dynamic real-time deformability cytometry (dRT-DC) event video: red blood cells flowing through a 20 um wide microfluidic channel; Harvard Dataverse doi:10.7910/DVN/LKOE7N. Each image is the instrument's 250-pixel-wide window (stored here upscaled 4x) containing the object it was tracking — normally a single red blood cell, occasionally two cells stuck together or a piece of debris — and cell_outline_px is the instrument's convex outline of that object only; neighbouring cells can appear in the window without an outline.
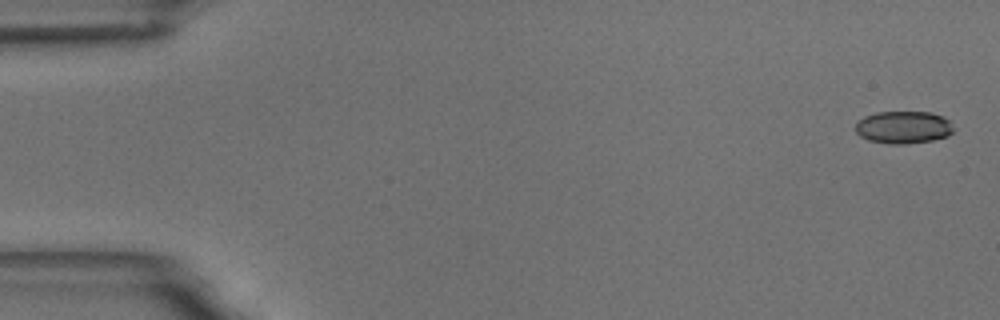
{"species": "common noctule bat (a hibernating species)", "species_latin": "Nyctalus noctula", "temperature_condition": "room temperature", "stored_images_in_passage": 17, "camera_frame_rate_fps": 3000, "um_per_image_px": 0.085, "animal": {"sex": "male", "body_mass_g": 18.8}, "frame": {"image": 1, "passage_image": 1, "time_ms": 0.0, "image_size_px": [1000, 320], "cell_outline_px": [[952, 132], [948, 136], [932, 140], [904, 144], [888, 144], [868, 140], [860, 136], [856, 132], [856, 124], [864, 116], [876, 112], [932, 112], [944, 116], [948, 120], [952, 128]], "centroid_in_image_um": [76.78, 10.82], "position_along_channel_um": 8.2, "area_um2": 18.55}}
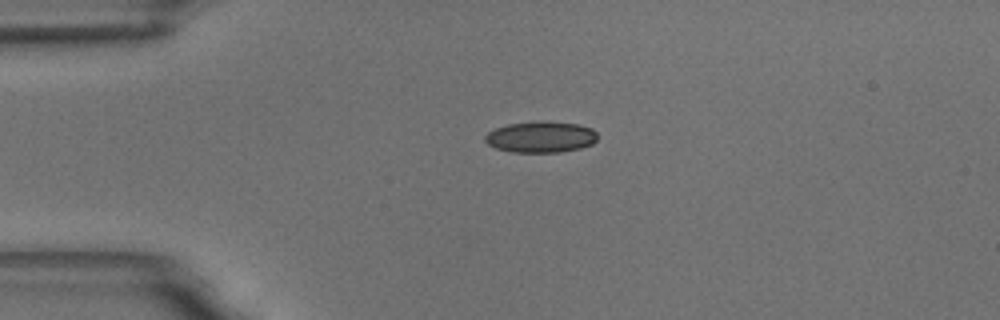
{"frame": {"image": 2, "passage_image": 13, "time_ms": 4.0, "image_size_px": [1000, 320], "cell_outline_px": [[596, 140], [592, 144], [580, 148], [560, 152], [512, 152], [496, 148], [488, 144], [484, 140], [484, 136], [488, 132], [496, 128], [508, 124], [540, 120], [544, 120], [580, 124], [592, 128], [596, 132]], "centroid_in_image_um": [45.97, 11.63], "position_along_channel_um": 39.0, "area_um2": 20.63}}